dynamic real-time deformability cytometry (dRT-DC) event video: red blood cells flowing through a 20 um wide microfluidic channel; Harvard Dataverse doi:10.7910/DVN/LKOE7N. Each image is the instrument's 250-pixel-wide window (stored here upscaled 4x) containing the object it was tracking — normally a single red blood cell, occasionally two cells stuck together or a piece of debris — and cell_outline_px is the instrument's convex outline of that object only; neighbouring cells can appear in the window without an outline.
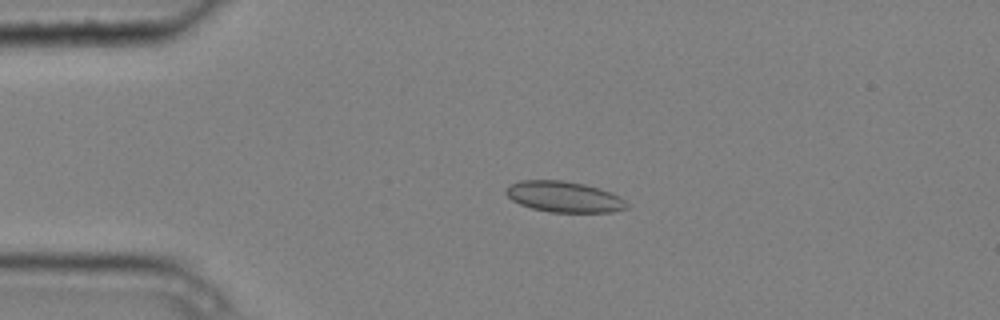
{"species": "common noctule bat (a hibernating species)", "species_latin": "Nyctalus noctula", "temperature_condition": "cold", "stored_images_in_passage": 4, "camera_frame_rate_fps": 3000, "um_per_image_px": 0.085, "animal": {"sex": "male", "body_mass_g": 20.4}, "frame": {"image": 1, "passage_image": 3, "time_ms": 0.667, "image_size_px": [1000, 320], "cell_outline_px": [[628, 208], [612, 212], [548, 212], [532, 208], [520, 204], [512, 200], [504, 192], [512, 184], [520, 180], [564, 180], [584, 184], [600, 188], [612, 192], [620, 196], [628, 204]], "centroid_in_image_um": [47.98, 16.73], "position_along_channel_um": 37.0, "area_um2": 21.79}}